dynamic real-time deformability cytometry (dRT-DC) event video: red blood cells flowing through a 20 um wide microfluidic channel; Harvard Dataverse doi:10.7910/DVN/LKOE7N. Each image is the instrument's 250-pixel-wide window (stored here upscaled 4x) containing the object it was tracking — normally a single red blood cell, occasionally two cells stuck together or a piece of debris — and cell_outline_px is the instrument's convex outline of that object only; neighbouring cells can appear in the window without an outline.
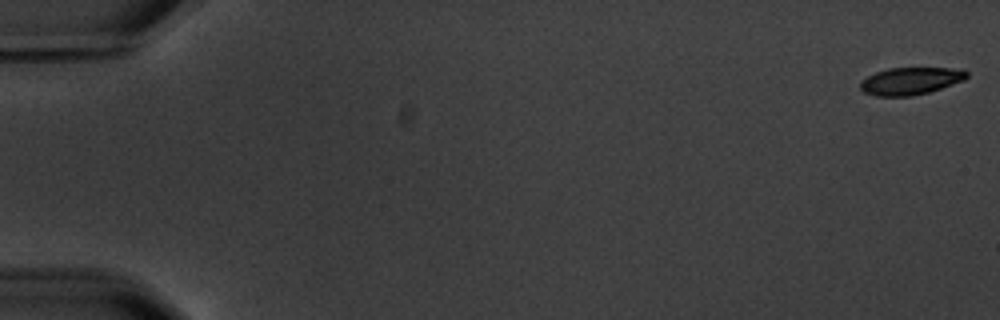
{"species": "common noctule bat (a hibernating species)", "species_latin": "Nyctalus noctula", "temperature_condition": "warm", "stored_images_in_passage": 6, "camera_frame_rate_fps": 3000, "um_per_image_px": 0.085, "animal": {"sex": "male", "body_mass_g": 20.1, "forearm_length_mm": 53.5}, "frame": {"image": 1, "passage_image": 1, "time_ms": 0.0, "image_size_px": [1000, 320], "cell_outline_px": [[968, 76], [964, 80], [928, 92], [912, 96], [876, 96], [864, 92], [860, 88], [860, 84], [868, 76], [876, 72], [888, 68], [964, 68], [968, 72]], "centroid_in_image_um": [77.43, 6.87], "position_along_channel_um": 7.6, "area_um2": 16.88}}
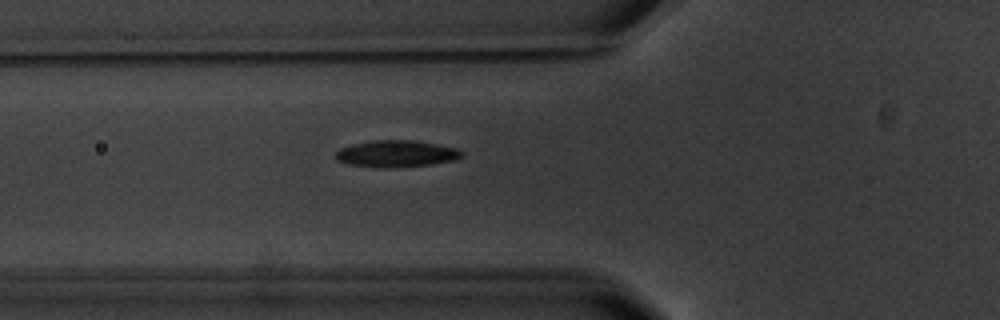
{"frame": {"image": 2, "passage_image": 6, "time_ms": 7.0, "image_size_px": [1000, 320], "cell_outline_px": [[464, 156], [456, 160], [428, 164], [384, 168], [376, 168], [348, 164], [336, 160], [336, 152], [340, 148], [352, 144], [376, 140], [412, 140], [436, 144], [456, 148], [464, 152]], "centroid_in_image_um": [33.68, 13.07], "position_along_channel_um": 92.1, "area_um2": 19.59}}